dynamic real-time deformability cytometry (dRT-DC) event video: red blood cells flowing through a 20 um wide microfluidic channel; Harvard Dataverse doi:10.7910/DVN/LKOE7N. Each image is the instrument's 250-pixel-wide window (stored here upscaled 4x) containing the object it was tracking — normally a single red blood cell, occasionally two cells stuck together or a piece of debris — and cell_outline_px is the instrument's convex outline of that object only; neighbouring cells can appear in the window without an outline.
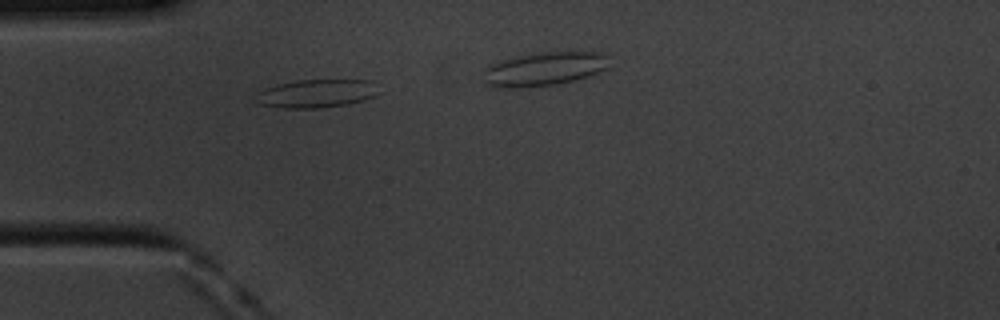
{"species": "common noctule bat (a hibernating species)", "species_latin": "Nyctalus noctula", "temperature_condition": "cold", "stored_images_in_passage": 8, "camera_frame_rate_fps": 3000, "um_per_image_px": 0.085, "animal": {"sex": "male", "body_mass_g": 20.1, "forearm_length_mm": 53.5}, "frame": {"image": 1, "passage_image": 1, "time_ms": 0.0, "image_size_px": [1000, 320], "cell_outline_px": [[380, 92], [376, 96], [364, 100], [348, 104], [320, 108], [276, 108], [260, 104], [252, 100], [256, 92], [276, 84], [296, 80], [372, 80]], "centroid_in_image_um": [26.86, 7.95], "position_along_channel_um": 58.1, "area_um2": 20.69}}
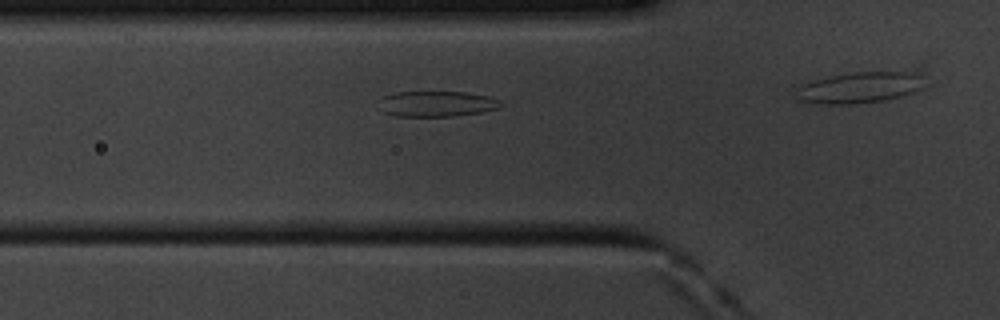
{"frame": {"image": 2, "passage_image": 4, "time_ms": 1.0, "image_size_px": [1000, 320], "cell_outline_px": [[504, 104], [500, 108], [480, 112], [452, 116], [396, 116], [380, 112], [376, 108], [376, 100], [384, 96], [396, 92], [468, 92], [488, 96], [500, 100]], "centroid_in_image_um": [37.04, 8.82], "position_along_channel_um": 88.8, "area_um2": 18.61}}